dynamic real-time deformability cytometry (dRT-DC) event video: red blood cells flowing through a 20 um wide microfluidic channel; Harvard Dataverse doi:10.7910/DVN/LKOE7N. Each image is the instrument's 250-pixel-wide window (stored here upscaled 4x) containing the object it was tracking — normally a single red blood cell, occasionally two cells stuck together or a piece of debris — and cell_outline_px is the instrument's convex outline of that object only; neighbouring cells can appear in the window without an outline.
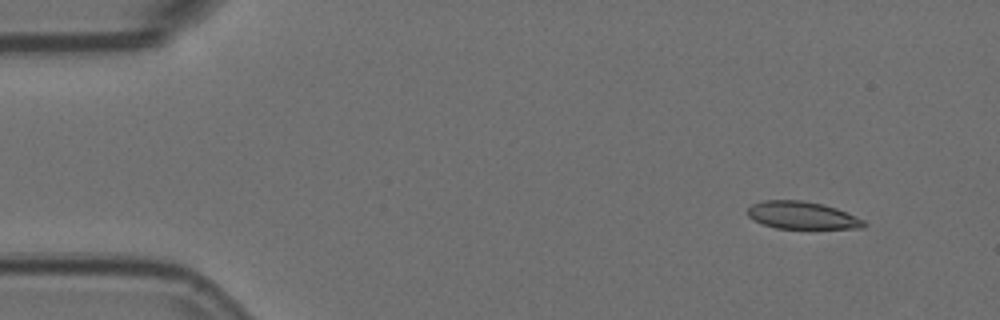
{"species": "Egyptian fruit bat (a non-hibernating species)", "species_latin": "Rousettus aegyptiacus", "temperature_condition": "room temperature", "stored_images_in_passage": 4, "camera_frame_rate_fps": 3000, "um_per_image_px": 0.085, "animal": {"sex": "female"}, "frame": {"image": 1, "passage_image": 1, "time_ms": 0.0, "image_size_px": [1000, 320], "cell_outline_px": [[868, 224], [864, 228], [776, 228], [752, 220], [748, 216], [748, 208], [752, 204], [764, 200], [800, 200], [824, 204], [836, 208], [864, 220]], "centroid_in_image_um": [68.17, 18.3], "position_along_channel_um": 16.8, "area_um2": 18.55}}
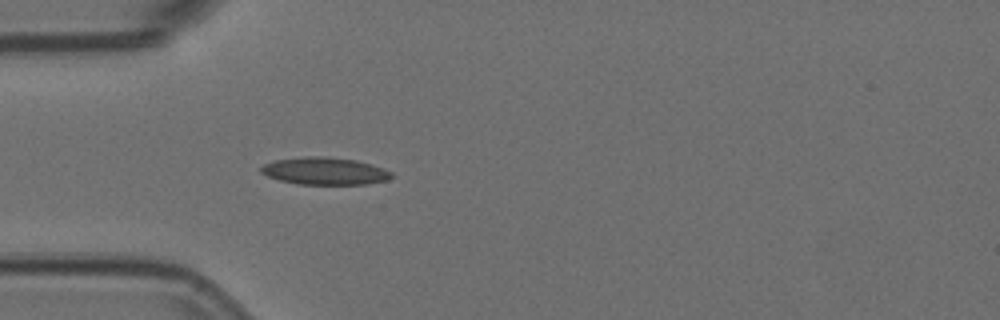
{"frame": {"image": 2, "passage_image": 4, "time_ms": 1.0, "image_size_px": [1000, 320], "cell_outline_px": [[396, 176], [388, 180], [364, 184], [300, 184], [280, 180], [268, 176], [260, 172], [260, 168], [264, 164], [276, 160], [304, 156], [324, 156], [356, 160], [372, 164], [384, 168], [392, 172]], "centroid_in_image_um": [27.65, 14.53], "position_along_channel_um": 57.3, "area_um2": 20.87}}